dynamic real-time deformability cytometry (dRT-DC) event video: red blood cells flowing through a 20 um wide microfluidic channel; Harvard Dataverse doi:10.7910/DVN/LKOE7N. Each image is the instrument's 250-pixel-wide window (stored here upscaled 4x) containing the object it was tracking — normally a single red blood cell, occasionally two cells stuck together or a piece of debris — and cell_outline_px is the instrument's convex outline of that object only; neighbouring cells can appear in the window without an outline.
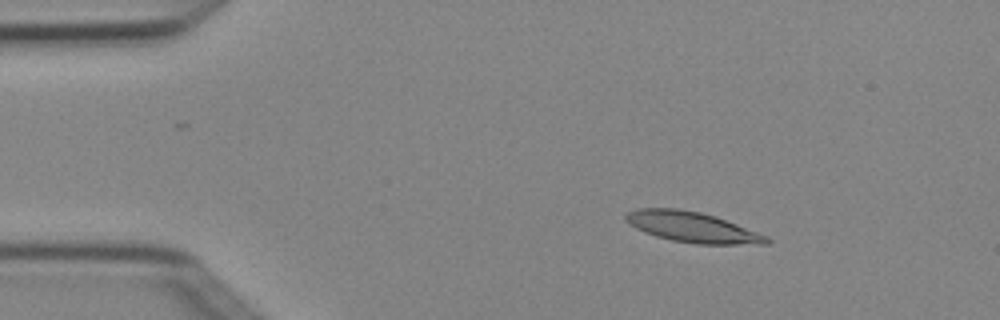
{"species": "Egyptian fruit bat (a non-hibernating species)", "species_latin": "Rousettus aegyptiacus", "temperature_condition": "cold", "stored_images_in_passage": 3, "camera_frame_rate_fps": 3000, "um_per_image_px": 0.085, "animal": {"sex": "female"}, "frame": {"image": 1, "passage_image": 1, "time_ms": 0.0, "image_size_px": [1000, 320], "cell_outline_px": [[772, 240], [768, 244], [696, 244], [672, 240], [656, 236], [644, 232], [636, 228], [624, 220], [624, 216], [628, 212], [636, 208], [680, 208], [700, 212], [716, 216], [768, 236]], "centroid_in_image_um": [58.84, 19.3], "position_along_channel_um": 26.2, "area_um2": 25.09}}
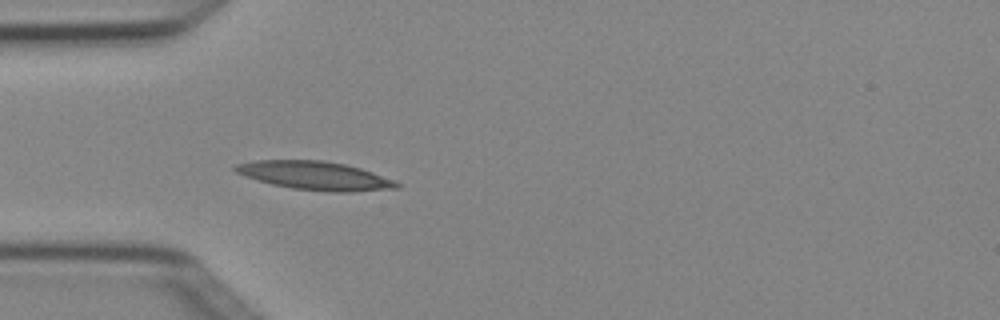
{"frame": {"image": 2, "passage_image": 3, "time_ms": 0.667, "image_size_px": [1000, 320], "cell_outline_px": [[400, 188], [352, 192], [328, 192], [292, 188], [272, 184], [244, 176], [236, 172], [232, 168], [236, 164], [252, 160], [320, 160], [344, 164], [360, 168], [396, 180], [400, 184]], "centroid_in_image_um": [26.79, 14.93], "position_along_channel_um": 58.2, "area_um2": 26.93}}